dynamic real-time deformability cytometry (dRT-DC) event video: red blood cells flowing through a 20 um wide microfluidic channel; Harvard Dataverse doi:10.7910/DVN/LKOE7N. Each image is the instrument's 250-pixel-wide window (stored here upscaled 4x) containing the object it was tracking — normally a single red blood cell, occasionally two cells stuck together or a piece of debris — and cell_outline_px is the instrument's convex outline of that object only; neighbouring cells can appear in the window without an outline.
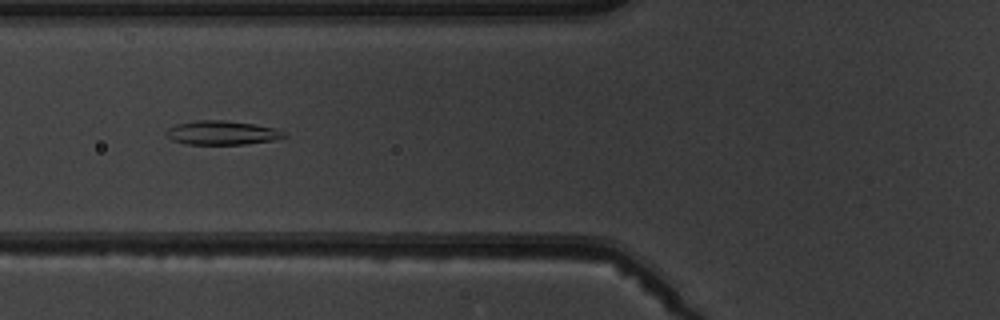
{"species": "common noctule bat (a hibernating species)", "species_latin": "Nyctalus noctula", "temperature_condition": "warm", "stored_images_in_passage": 5, "camera_frame_rate_fps": 3000, "um_per_image_px": 0.085, "animal": {"sex": "male", "body_mass_g": 19.5, "forearm_length_mm": 54.6}, "frame": {"image": 1, "passage_image": 4, "time_ms": 3.333, "image_size_px": [1000, 320], "cell_outline_px": [[288, 136], [272, 140], [244, 144], [188, 144], [172, 140], [168, 136], [168, 128], [176, 124], [196, 120], [224, 120], [252, 124], [272, 128], [288, 132]], "centroid_in_image_um": [18.89, 11.28], "position_along_channel_um": 106.9, "area_um2": 16.24}}
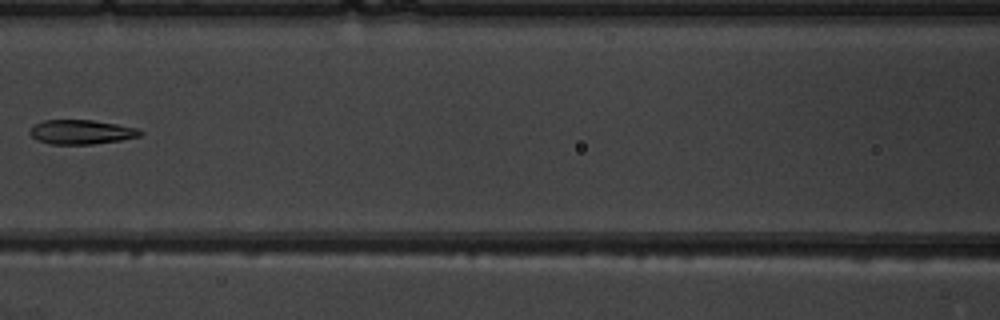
{"frame": {"image": 2, "passage_image": 5, "time_ms": 4.667, "image_size_px": [1000, 320], "cell_outline_px": [[144, 132], [140, 136], [120, 140], [92, 144], [52, 144], [36, 140], [28, 132], [32, 124], [44, 120], [92, 120], [116, 124], [136, 128]], "centroid_in_image_um": [6.86, 11.21], "position_along_channel_um": 159.7, "area_um2": 15.66}}